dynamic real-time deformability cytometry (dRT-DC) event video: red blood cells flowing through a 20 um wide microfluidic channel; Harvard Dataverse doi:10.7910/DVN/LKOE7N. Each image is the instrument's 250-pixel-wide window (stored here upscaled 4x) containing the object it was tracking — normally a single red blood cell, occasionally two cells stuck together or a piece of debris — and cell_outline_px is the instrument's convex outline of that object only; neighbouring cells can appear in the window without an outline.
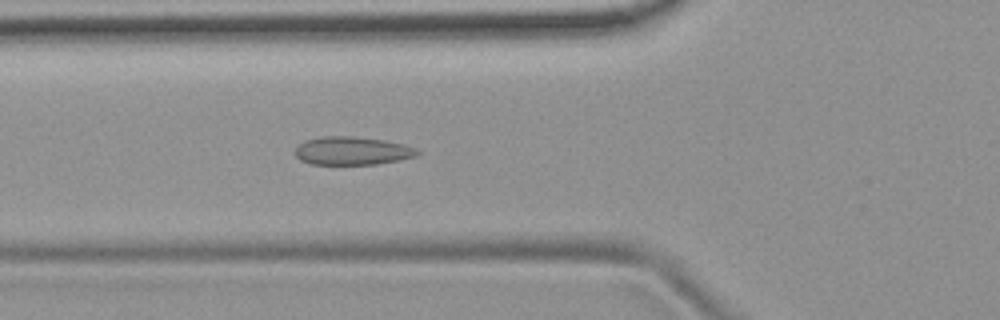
{"species": "common noctule bat (a hibernating species)", "species_latin": "Nyctalus noctula", "temperature_condition": "room temperature", "stored_images_in_passage": 52, "camera_frame_rate_fps": 3000, "um_per_image_px": 0.085, "animal": {"sex": "female", "body_mass_g": 19.9}, "frame": {"image": 1, "passage_image": 19, "time_ms": 6.0, "image_size_px": [1000, 320], "cell_outline_px": [[420, 152], [416, 156], [400, 160], [376, 164], [312, 164], [300, 160], [296, 156], [296, 148], [304, 140], [324, 136], [352, 136], [384, 140], [404, 144], [416, 148]], "centroid_in_image_um": [29.95, 12.82], "position_along_channel_um": 95.8, "area_um2": 20.06}}
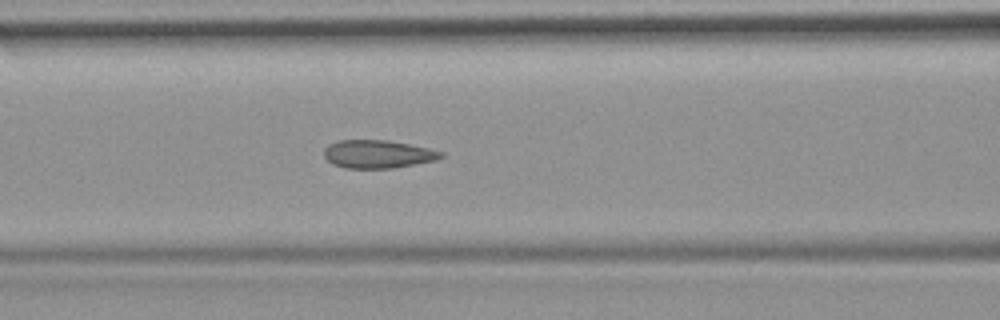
{"frame": {"image": 2, "passage_image": 22, "time_ms": 7.0, "image_size_px": [1000, 320], "cell_outline_px": [[444, 156], [436, 160], [392, 168], [344, 168], [332, 164], [324, 156], [324, 148], [328, 144], [340, 140], [388, 140], [428, 148], [444, 152]], "centroid_in_image_um": [32.1, 13.1], "position_along_channel_um": 134.5, "area_um2": 19.13}}
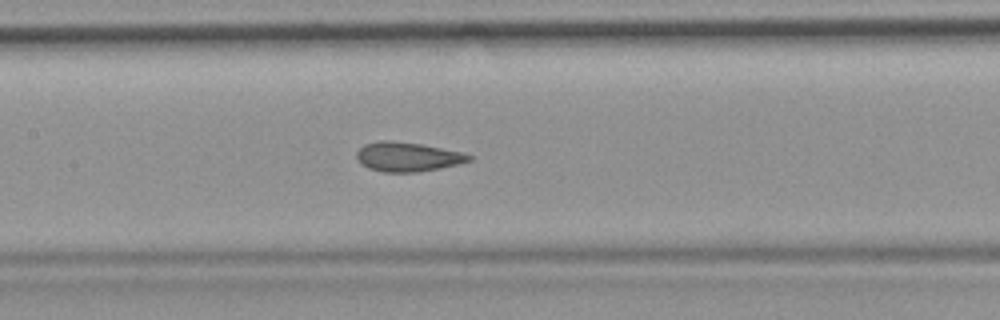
{"frame": {"image": 3, "passage_image": 25, "time_ms": 8.0, "image_size_px": [1000, 320], "cell_outline_px": [[472, 160], [460, 164], [420, 172], [384, 172], [368, 168], [360, 164], [356, 160], [356, 152], [364, 144], [380, 140], [388, 140], [420, 144], [460, 152], [472, 156]], "centroid_in_image_um": [34.6, 13.34], "position_along_channel_um": 172.8, "area_um2": 19.25}, "authors_computed_cell_mechanics": {"area_um2": 19.5364, "velocity_mm_per_s": 3.8292, "shape_relaxation_time_tau1_ms": null, "shape_relaxation_time_tau2_ms": 1.0966, "deformation_change_tau1": null, "deformation_change_tau2": 0.0497}}